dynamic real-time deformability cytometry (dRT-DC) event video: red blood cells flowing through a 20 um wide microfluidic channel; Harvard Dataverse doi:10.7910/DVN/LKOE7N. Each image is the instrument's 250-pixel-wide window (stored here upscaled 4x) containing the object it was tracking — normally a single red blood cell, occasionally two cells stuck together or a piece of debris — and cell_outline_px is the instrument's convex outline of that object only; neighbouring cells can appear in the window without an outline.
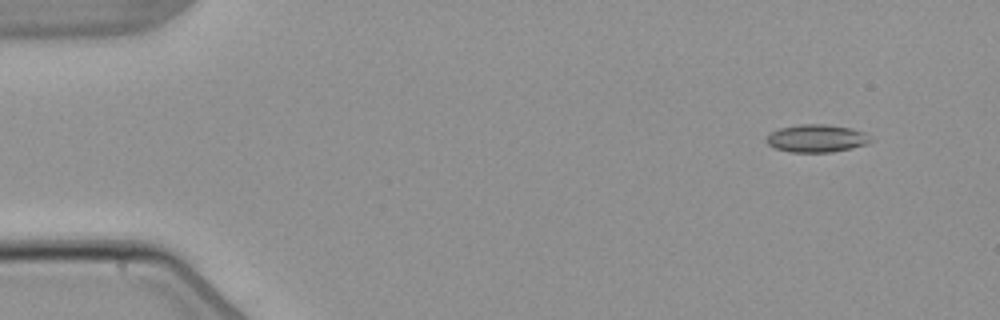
{"species": "common noctule bat (a hibernating species)", "species_latin": "Nyctalus noctula", "temperature_condition": "warm", "stored_images_in_passage": 3, "segment_of_instrument_passage": [2, 2], "camera_frame_rate_fps": 3000, "um_per_image_px": 0.085, "animal": {"sex": "male", "body_mass_g": 21.5, "forearm_length_mm": 52.0}, "frame": {"image": 1, "passage_image": 3, "time_ms": 3.333, "image_size_px": [1000, 320], "cell_outline_px": [[872, 140], [868, 144], [852, 148], [832, 152], [792, 152], [776, 148], [768, 144], [764, 140], [772, 132], [780, 128], [800, 124], [824, 124], [852, 128], [864, 132]], "centroid_in_image_um": [69.43, 11.76], "position_along_channel_um": 15.6, "area_um2": 16.76}}